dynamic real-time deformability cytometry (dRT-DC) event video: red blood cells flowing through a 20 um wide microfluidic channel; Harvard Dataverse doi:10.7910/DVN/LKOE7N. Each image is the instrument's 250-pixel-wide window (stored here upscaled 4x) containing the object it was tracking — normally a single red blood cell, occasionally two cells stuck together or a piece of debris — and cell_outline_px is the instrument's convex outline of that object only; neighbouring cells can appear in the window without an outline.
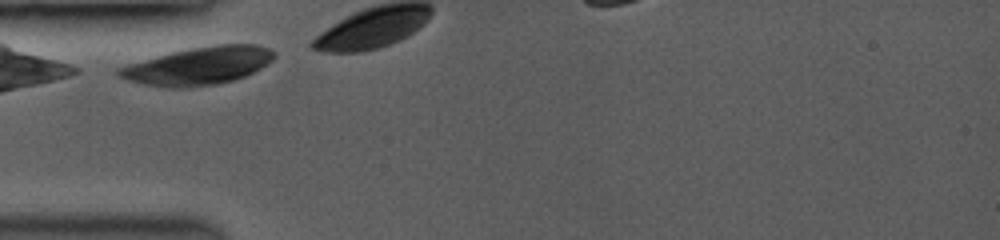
{"species": "common noctule bat (a hibernating species)", "species_latin": "Nyctalus noctula", "temperature_condition": "room temperature", "stored_images_in_passage": 4, "camera_frame_rate_fps": 3500, "um_per_image_px": 0.085, "animal": {"sex": "female", "body_mass_g": 19.0, "forearm_length_mm": 53.3}, "frame": {"image": 1, "passage_image": 1, "time_ms": 0.0, "image_size_px": [1000, 240], "cell_outline_px": [[276, 56], [272, 60], [260, 68], [244, 76], [232, 80], [216, 84], [180, 88], [172, 88], [144, 84], [128, 80], [116, 76], [116, 68], [128, 64], [172, 52], [188, 48], [216, 44], [256, 44], [268, 48], [276, 52]], "centroid_in_image_um": [16.85, 5.59], "position_along_channel_um": 68.1, "area_um2": 34.04}}